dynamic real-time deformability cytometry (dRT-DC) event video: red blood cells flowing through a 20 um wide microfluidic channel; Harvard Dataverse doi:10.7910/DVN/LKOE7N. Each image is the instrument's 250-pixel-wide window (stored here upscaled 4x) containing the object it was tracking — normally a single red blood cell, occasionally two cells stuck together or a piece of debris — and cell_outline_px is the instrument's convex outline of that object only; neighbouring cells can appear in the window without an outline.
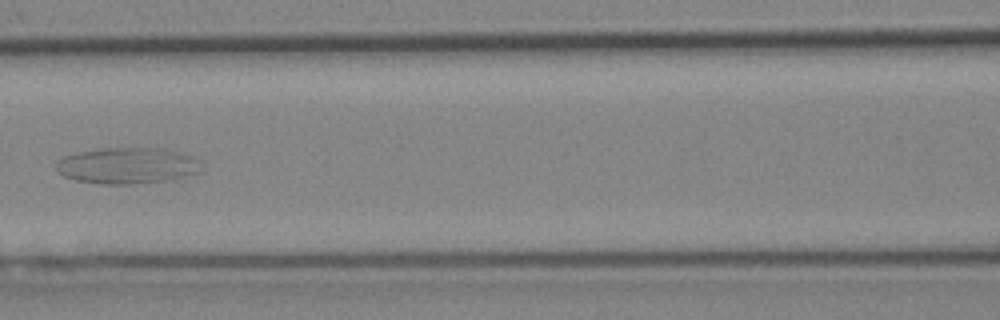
{"species": "Egyptian fruit bat (a non-hibernating species)", "species_latin": "Rousettus aegyptiacus", "temperature_condition": "cold", "stored_images_in_passage": 6, "camera_frame_rate_fps": 3000, "um_per_image_px": 0.085, "animal": {"sex": "female"}, "frame": {"image": 1, "passage_image": 6, "time_ms": 1.667, "image_size_px": [1000, 320], "cell_outline_px": [[200, 172], [184, 176], [164, 180], [136, 184], [100, 184], [76, 180], [64, 176], [56, 168], [56, 164], [64, 156], [80, 152], [108, 148], [152, 148], [176, 152], [192, 156], [196, 160]], "centroid_in_image_um": [10.77, 14.09], "position_along_channel_um": 155.8, "area_um2": 29.82}}